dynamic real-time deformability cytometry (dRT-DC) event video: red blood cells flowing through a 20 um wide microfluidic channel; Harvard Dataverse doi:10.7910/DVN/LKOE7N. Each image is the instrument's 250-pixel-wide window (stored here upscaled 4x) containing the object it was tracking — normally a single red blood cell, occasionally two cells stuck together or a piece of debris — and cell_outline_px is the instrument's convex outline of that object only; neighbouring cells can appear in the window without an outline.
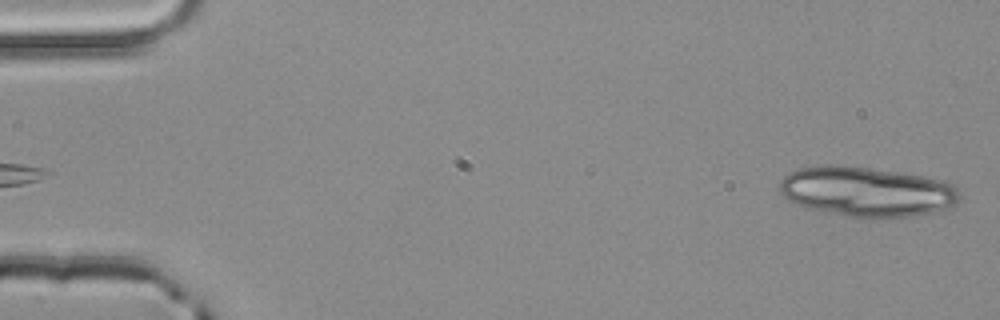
{"species": "common noctule bat (a hibernating species)", "species_latin": "Nyctalus noctula", "temperature_condition": "room temperature", "stored_images_in_passage": 3, "segment_of_instrument_passage": [2, 2], "camera_frame_rate_fps": 3000, "um_per_image_px": 0.085, "animal": {"sex": "male", "body_mass_g": 20.4}, "frame": {"image": 1, "passage_image": 3, "time_ms": 0.667, "image_size_px": [1000, 320], "cell_outline_px": [[960, 196], [956, 204], [948, 208], [932, 212], [912, 216], [852, 216], [808, 208], [788, 200], [780, 192], [780, 180], [788, 172], [800, 168], [824, 164], [836, 164], [900, 172], [924, 176], [944, 180], [952, 184], [956, 188]], "centroid_in_image_um": [73.67, 16.25], "position_along_channel_um": 11.3, "area_um2": 51.79}}